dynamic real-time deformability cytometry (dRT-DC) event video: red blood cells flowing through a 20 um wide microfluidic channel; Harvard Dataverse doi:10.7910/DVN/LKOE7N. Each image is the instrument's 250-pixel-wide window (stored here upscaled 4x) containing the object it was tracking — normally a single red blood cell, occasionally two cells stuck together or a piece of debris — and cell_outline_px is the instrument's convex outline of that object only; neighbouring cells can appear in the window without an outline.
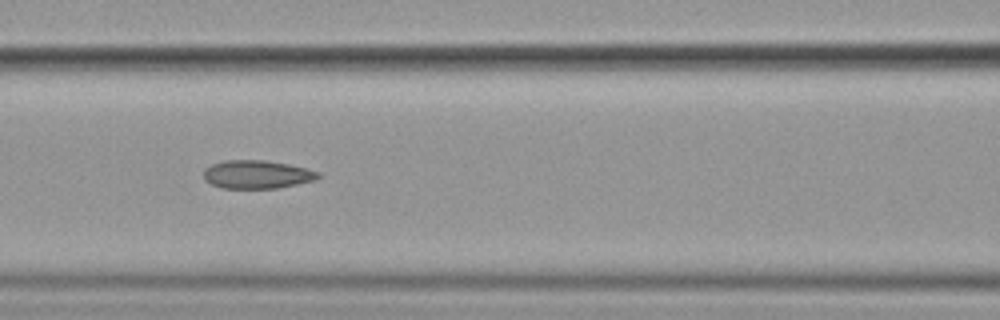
{"species": "common noctule bat (a hibernating species)", "species_latin": "Nyctalus noctula", "temperature_condition": "cold", "stored_images_in_passage": 15, "camera_frame_rate_fps": 3000, "um_per_image_px": 0.085, "animal": {"sex": "female", "body_mass_g": 19.9}, "frame": {"image": 1, "passage_image": 7, "time_ms": 8.0, "image_size_px": [1000, 320], "cell_outline_px": [[320, 176], [316, 180], [280, 188], [220, 188], [204, 180], [204, 168], [212, 164], [224, 160], [264, 160], [288, 164], [320, 172]], "centroid_in_image_um": [21.83, 14.83], "position_along_channel_um": 144.8, "area_um2": 18.96}}
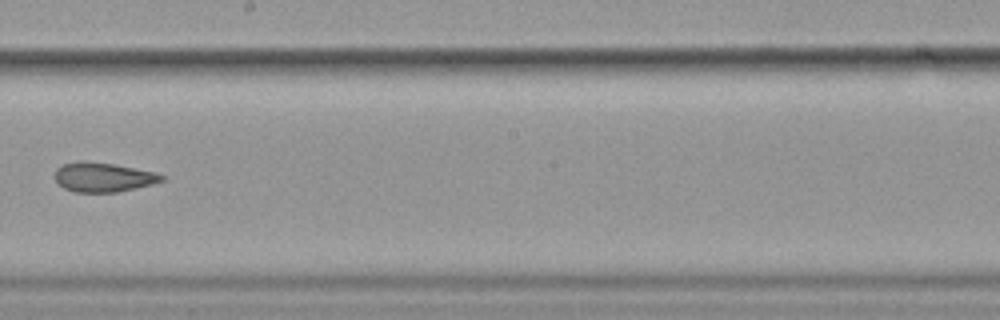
{"frame": {"image": 2, "passage_image": 9, "time_ms": 10.667, "image_size_px": [1000, 320], "cell_outline_px": [[164, 180], [152, 184], [116, 192], [76, 192], [64, 188], [56, 180], [56, 168], [64, 164], [80, 160], [116, 164], [156, 172], [164, 176]], "centroid_in_image_um": [8.79, 15.05], "position_along_channel_um": 239.4, "area_um2": 18.21}}
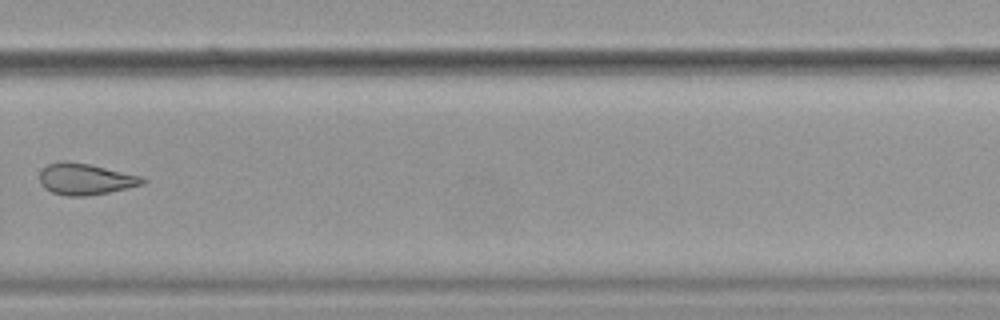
{"frame": {"image": 3, "passage_image": 11, "time_ms": 13.0, "image_size_px": [1000, 320], "cell_outline_px": [[148, 180], [144, 184], [128, 188], [88, 196], [64, 196], [52, 192], [44, 188], [40, 184], [40, 172], [48, 164], [60, 160], [68, 160], [88, 164], [144, 176]], "centroid_in_image_um": [7.27, 15.22], "position_along_channel_um": 322.5, "area_um2": 19.07}, "authors_computed_cell_mechanics": {"area_um2": 20.7502, "velocity_mm_per_s": 3.5742, "shape_relaxation_time_tau1_ms": 6.6814, "shape_relaxation_time_tau2_ms": 2.021, "deformation_change_tau1": 0.0915, "deformation_change_tau2": 0.0522}}